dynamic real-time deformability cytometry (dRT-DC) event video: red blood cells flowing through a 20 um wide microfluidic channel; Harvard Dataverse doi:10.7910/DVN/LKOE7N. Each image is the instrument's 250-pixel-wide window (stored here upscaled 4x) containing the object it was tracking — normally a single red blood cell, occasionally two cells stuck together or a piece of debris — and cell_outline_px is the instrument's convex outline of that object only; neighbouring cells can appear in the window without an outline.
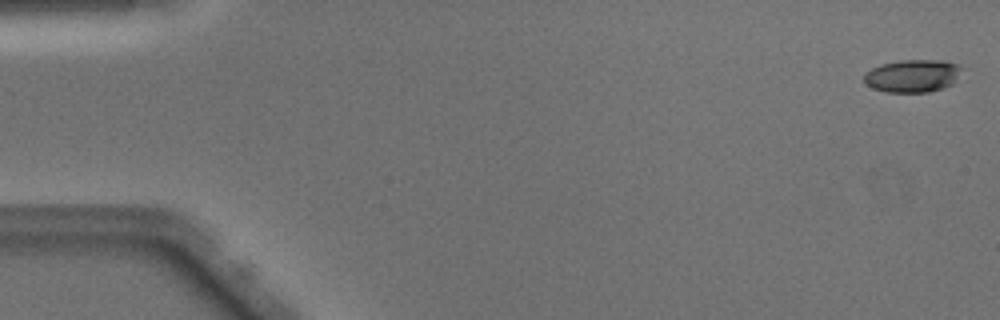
{"species": "Egyptian fruit bat (a non-hibernating species)", "species_latin": "Rousettus aegyptiacus", "temperature_condition": "warm", "stored_images_in_passage": 49, "camera_frame_rate_fps": 3000, "um_per_image_px": 0.085, "animal": {"sex": "male"}, "frame": {"image": 1, "passage_image": 1, "time_ms": 0.0, "image_size_px": [1000, 320], "cell_outline_px": [[960, 68], [952, 84], [928, 92], [884, 92], [872, 88], [864, 80], [864, 76], [872, 68], [880, 64], [900, 60], [944, 60], [960, 64]], "centroid_in_image_um": [77.54, 6.44], "position_along_channel_um": 7.5, "area_um2": 18.38}}
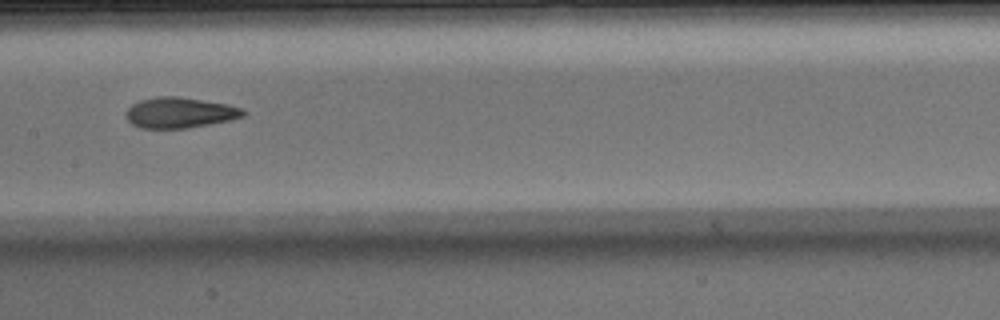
{"frame": {"image": 2, "passage_image": 25, "time_ms": 8.0, "image_size_px": [1000, 320], "cell_outline_px": [[248, 112], [244, 116], [228, 120], [188, 128], [140, 128], [132, 124], [128, 120], [128, 108], [132, 104], [140, 100], [156, 96], [176, 96], [228, 104], [240, 108]], "centroid_in_image_um": [15.29, 9.57], "position_along_channel_um": 192.1, "area_um2": 20.69}}
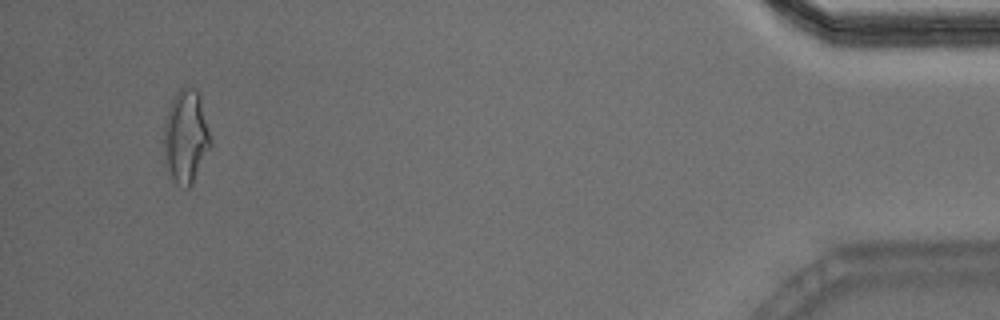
{"frame": {"image": 3, "passage_image": 47, "time_ms": 15.333, "image_size_px": [1000, 320], "cell_outline_px": [[212, 144], [192, 184], [188, 188], [184, 188], [176, 184], [168, 168], [164, 152], [164, 124], [168, 108], [176, 92], [180, 88], [196, 88], [200, 92]], "centroid_in_image_um": [15.81, 11.58], "position_along_channel_um": 419.4, "area_um2": 25.32}, "authors_computed_cell_mechanics": {"area_um2": 20.6924, "velocity_mm_per_s": 4.1092, "shape_relaxation_time_tau1_ms": 7.2043, "shape_relaxation_time_tau2_ms": 2.0402, "deformation_change_tau1": 0.2148, "deformation_change_tau2": 0.1063}}